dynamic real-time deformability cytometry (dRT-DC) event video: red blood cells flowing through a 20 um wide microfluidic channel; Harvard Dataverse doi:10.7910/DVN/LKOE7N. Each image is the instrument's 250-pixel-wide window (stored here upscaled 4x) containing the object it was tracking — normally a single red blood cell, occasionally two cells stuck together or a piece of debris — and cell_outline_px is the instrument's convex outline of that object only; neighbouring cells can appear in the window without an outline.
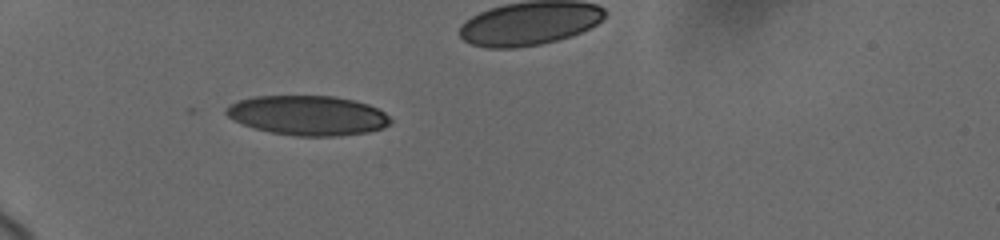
{"species": "human", "species_latin": "Homo sapiens", "temperature_condition": "cold", "stored_images_in_passage": 13, "segment_of_instrument_passage": [1, 2], "camera_frame_rate_fps": 3000, "um_per_image_px": 0.085, "donor": {"sex": "female"}, "frame": {"image": 1, "passage_image": 1, "time_ms": 0.0, "image_size_px": [1000, 240], "cell_outline_px": [[392, 124], [384, 128], [368, 132], [336, 136], [296, 136], [272, 132], [256, 128], [244, 124], [228, 116], [224, 112], [224, 108], [240, 100], [252, 96], [336, 96], [356, 100], [368, 104], [384, 112], [392, 120]], "centroid_in_image_um": [26.21, 9.8], "position_along_channel_um": 58.8, "area_um2": 37.97}}
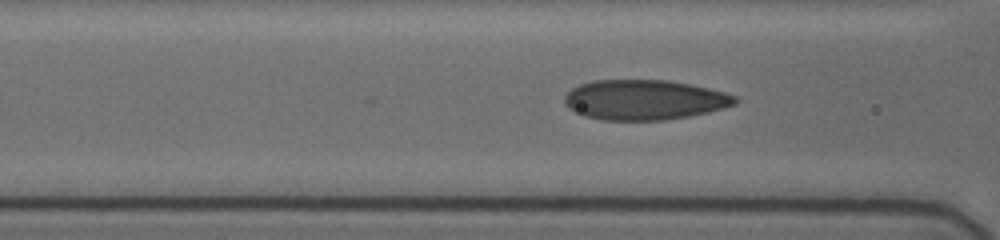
{"frame": {"image": 2, "passage_image": 9, "time_ms": 2.0, "image_size_px": [1000, 240], "cell_outline_px": [[740, 100], [736, 104], [724, 108], [708, 112], [688, 116], [664, 120], [604, 120], [584, 116], [568, 108], [564, 104], [564, 96], [572, 88], [580, 84], [592, 80], [668, 80], [708, 88], [724, 92], [736, 96]], "centroid_in_image_um": [54.76, 8.48], "position_along_channel_um": 111.8, "area_um2": 39.88}}